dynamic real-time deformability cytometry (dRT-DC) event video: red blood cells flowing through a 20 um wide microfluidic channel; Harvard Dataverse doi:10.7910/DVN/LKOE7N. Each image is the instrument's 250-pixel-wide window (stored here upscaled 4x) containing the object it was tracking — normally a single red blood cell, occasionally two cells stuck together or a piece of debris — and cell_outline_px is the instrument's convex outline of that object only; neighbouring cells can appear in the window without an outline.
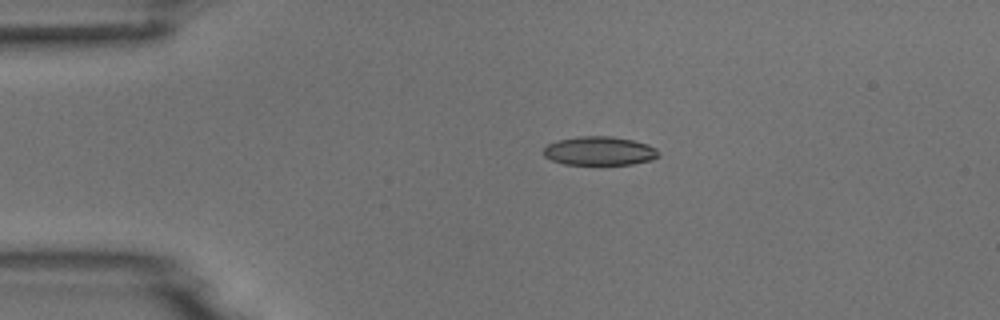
{"species": "common noctule bat (a hibernating species)", "species_latin": "Nyctalus noctula", "temperature_condition": "room temperature", "stored_images_in_passage": 2, "camera_frame_rate_fps": 3000, "um_per_image_px": 0.085, "animal": {"sex": "male", "body_mass_g": 18.8}, "frame": {"image": 1, "passage_image": 1, "time_ms": 0.0, "image_size_px": [1000, 320], "cell_outline_px": [[660, 156], [652, 160], [632, 164], [564, 164], [552, 160], [544, 156], [544, 148], [548, 144], [556, 140], [580, 136], [612, 136], [632, 140], [648, 144], [656, 148], [660, 152]], "centroid_in_image_um": [50.98, 12.82], "position_along_channel_um": 34.0, "area_um2": 19.36}}